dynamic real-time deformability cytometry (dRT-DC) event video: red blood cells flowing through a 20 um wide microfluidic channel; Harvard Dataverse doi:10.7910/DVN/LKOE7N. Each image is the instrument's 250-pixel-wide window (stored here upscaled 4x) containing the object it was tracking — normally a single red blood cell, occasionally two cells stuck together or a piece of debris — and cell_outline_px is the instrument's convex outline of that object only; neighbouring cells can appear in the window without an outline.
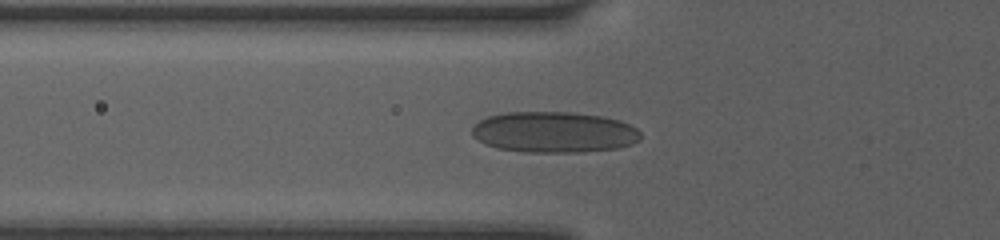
{"species": "human", "species_latin": "Homo sapiens", "temperature_condition": "room temperature", "stored_images_in_passage": 55, "camera_frame_rate_fps": 3000, "um_per_image_px": 0.085, "donor": {"sex": "female"}, "frame": {"image": 1, "passage_image": 4, "time_ms": 0.333, "image_size_px": [1000, 240], "cell_outline_px": [[640, 140], [632, 144], [616, 148], [580, 152], [524, 152], [496, 148], [484, 144], [472, 136], [472, 128], [480, 120], [488, 116], [504, 112], [572, 112], [604, 116], [620, 120], [636, 128], [640, 132]], "centroid_in_image_um": [47.08, 11.23], "position_along_channel_um": 78.7, "area_um2": 40.46}}
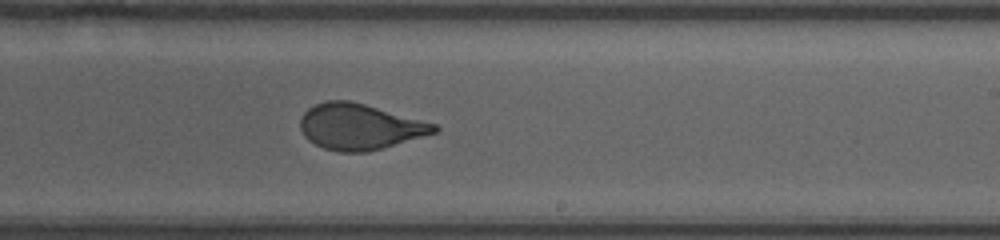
{"frame": {"image": 2, "passage_image": 32, "time_ms": 4.667, "image_size_px": [1000, 240], "cell_outline_px": [[440, 132], [368, 152], [340, 152], [324, 148], [308, 140], [304, 136], [300, 128], [300, 116], [308, 108], [316, 104], [328, 100], [348, 100], [364, 104], [436, 124], [440, 128]], "centroid_in_image_um": [30.58, 10.78], "position_along_channel_um": 258.4, "area_um2": 35.78}}
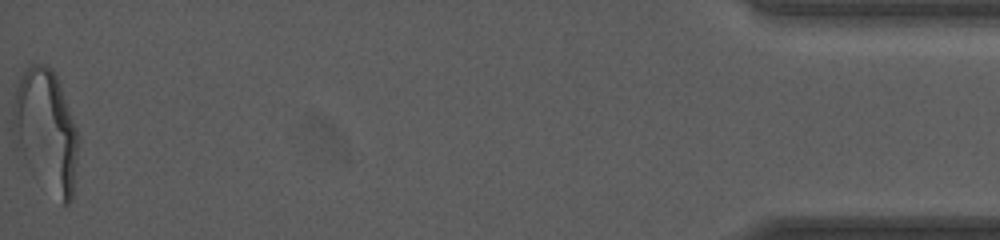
{"frame": {"image": 3, "passage_image": 55, "time_ms": 11.0, "image_size_px": [1000, 240], "cell_outline_px": [[80, 140], [72, 200], [68, 204], [60, 204], [28, 168], [16, 148], [12, 132], [12, 108], [16, 88], [20, 76], [32, 64], [44, 64], [52, 68], [56, 76], [76, 128]], "centroid_in_image_um": [3.9, 11.17], "position_along_channel_um": 431.3, "area_um2": 46.88}, "authors_computed_cell_mechanics": {"area_um2": 36.992, "velocity_mm_per_s": 4.1302, "shape_relaxation_time_tau1_ms": 6.6679, "shape_relaxation_time_tau2_ms": null, "deformation_change_tau1": 0.2293, "deformation_change_tau2": null}}